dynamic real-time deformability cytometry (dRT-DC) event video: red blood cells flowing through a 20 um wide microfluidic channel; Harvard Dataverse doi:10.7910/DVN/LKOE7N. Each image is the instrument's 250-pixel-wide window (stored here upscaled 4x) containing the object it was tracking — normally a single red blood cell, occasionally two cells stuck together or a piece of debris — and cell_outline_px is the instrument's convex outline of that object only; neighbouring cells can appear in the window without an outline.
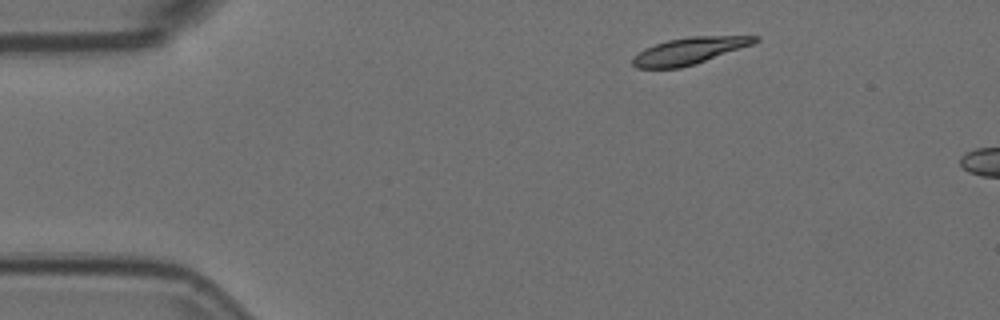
{"species": "Egyptian fruit bat (a non-hibernating species)", "species_latin": "Rousettus aegyptiacus", "temperature_condition": "room temperature", "stored_images_in_passage": 3, "camera_frame_rate_fps": 3000, "um_per_image_px": 0.085, "animal": {"sex": "female"}, "frame": {"image": 1, "passage_image": 1, "time_ms": 0.0, "image_size_px": [1000, 320], "cell_outline_px": [[760, 40], [752, 44], [680, 68], [636, 68], [632, 64], [632, 56], [644, 48], [668, 40], [688, 36], [760, 36]], "centroid_in_image_um": [58.52, 4.31], "position_along_channel_um": 26.5, "area_um2": 18.73}}